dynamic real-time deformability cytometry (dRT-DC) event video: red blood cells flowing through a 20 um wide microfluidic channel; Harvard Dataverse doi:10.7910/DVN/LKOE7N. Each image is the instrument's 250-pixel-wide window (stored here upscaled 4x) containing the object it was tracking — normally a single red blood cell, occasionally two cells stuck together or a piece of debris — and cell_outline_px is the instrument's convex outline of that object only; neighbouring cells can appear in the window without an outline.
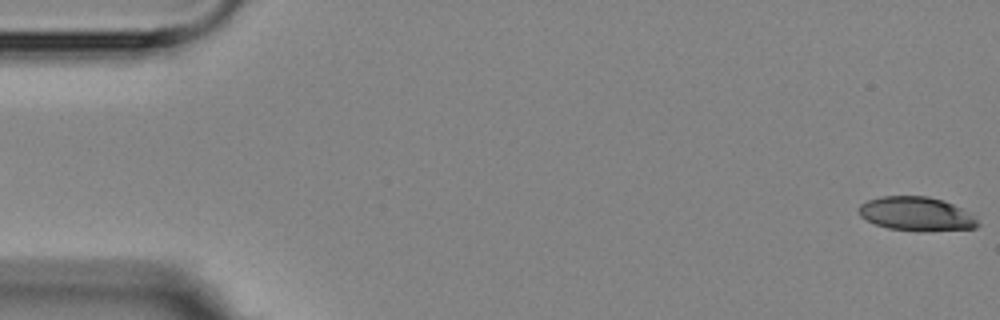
{"species": "Egyptian fruit bat (a non-hibernating species)", "species_latin": "Rousettus aegyptiacus", "temperature_condition": "room temperature", "stored_images_in_passage": 5, "segment_of_instrument_passage": [2, 2], "camera_frame_rate_fps": 3000, "um_per_image_px": 0.085, "animal": {"sex": "female"}, "frame": {"image": 1, "passage_image": 5, "time_ms": 5.667, "image_size_px": [1000, 320], "cell_outline_px": [[980, 224], [976, 228], [920, 232], [916, 232], [888, 228], [876, 224], [860, 216], [856, 208], [860, 204], [868, 200], [880, 196], [928, 196], [944, 200], [976, 216]], "centroid_in_image_um": [77.89, 18.19], "position_along_channel_um": 7.1, "area_um2": 23.87}}